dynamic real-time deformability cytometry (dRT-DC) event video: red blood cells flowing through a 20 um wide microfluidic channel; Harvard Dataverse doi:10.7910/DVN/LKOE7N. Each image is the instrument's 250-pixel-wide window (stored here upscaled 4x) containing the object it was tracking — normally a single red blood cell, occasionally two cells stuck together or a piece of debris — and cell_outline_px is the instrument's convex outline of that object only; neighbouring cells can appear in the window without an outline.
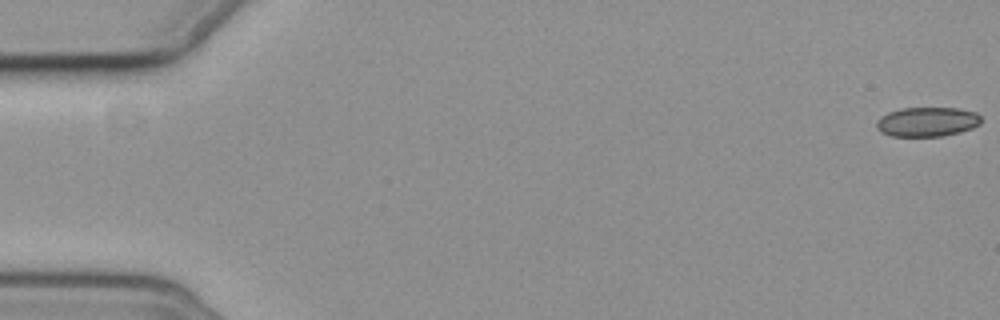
{"species": "common noctule bat (a hibernating species)", "species_latin": "Nyctalus noctula", "temperature_condition": "cold", "stored_images_in_passage": 53, "camera_frame_rate_fps": 3000, "um_per_image_px": 0.085, "animal": {"sex": "female", "body_mass_g": 19.3, "forearm_length_mm": 54.1}, "frame": {"image": 1, "passage_image": 1, "time_ms": 0.0, "image_size_px": [1000, 320], "cell_outline_px": [[980, 124], [972, 128], [960, 132], [940, 136], [892, 136], [880, 132], [876, 128], [876, 120], [880, 116], [888, 112], [900, 108], [960, 108], [976, 112], [980, 116]], "centroid_in_image_um": [78.78, 10.35], "position_along_channel_um": 6.2, "area_um2": 18.09}}
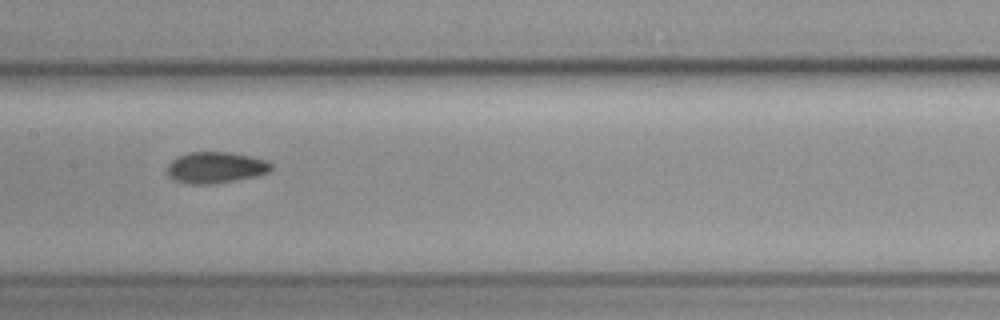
{"frame": {"image": 2, "passage_image": 29, "time_ms": 9.333, "image_size_px": [1000, 320], "cell_outline_px": [[272, 168], [268, 172], [256, 176], [208, 184], [188, 184], [176, 180], [168, 176], [164, 172], [168, 164], [176, 156], [188, 152], [232, 152], [268, 160], [272, 164]], "centroid_in_image_um": [18.29, 14.22], "position_along_channel_um": 189.1, "area_um2": 19.07}}
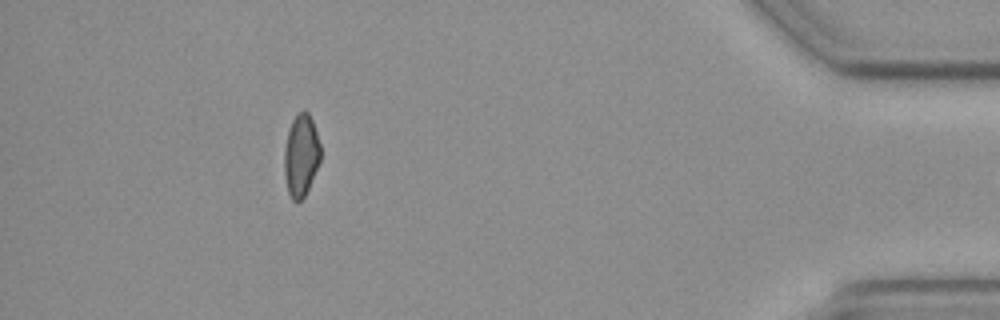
{"frame": {"image": 3, "passage_image": 52, "time_ms": 17.0, "image_size_px": [1000, 320], "cell_outline_px": [[320, 160], [308, 188], [304, 196], [300, 200], [292, 200], [288, 192], [284, 172], [284, 148], [288, 132], [292, 120], [296, 112], [304, 108], [308, 112], [312, 120], [320, 144]], "centroid_in_image_um": [25.57, 13.15], "position_along_channel_um": 409.6, "area_um2": 17.28}}